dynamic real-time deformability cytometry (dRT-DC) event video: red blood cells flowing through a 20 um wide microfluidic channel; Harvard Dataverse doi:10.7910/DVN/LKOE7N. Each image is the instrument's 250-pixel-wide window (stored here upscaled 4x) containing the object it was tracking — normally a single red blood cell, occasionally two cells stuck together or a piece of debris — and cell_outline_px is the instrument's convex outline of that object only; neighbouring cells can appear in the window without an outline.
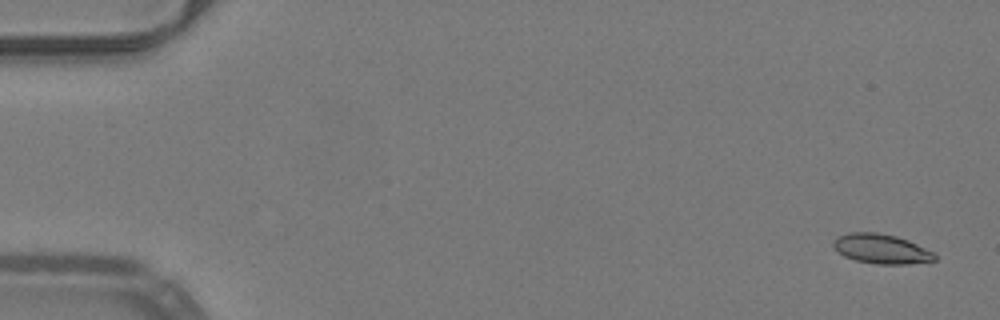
{"species": "common noctule bat (a hibernating species)", "species_latin": "Nyctalus noctula", "temperature_condition": "warm", "stored_images_in_passage": 53, "camera_frame_rate_fps": 3000, "um_per_image_px": 0.085, "animal": {"sex": "male", "body_mass_g": 19.2, "forearm_length_mm": 51.8}, "frame": {"image": 1, "passage_image": 3, "time_ms": 0.667, "image_size_px": [1000, 320], "cell_outline_px": [[936, 260], [908, 264], [876, 264], [856, 260], [844, 256], [832, 244], [832, 240], [848, 232], [876, 232], [896, 236], [908, 240], [932, 252], [936, 256]], "centroid_in_image_um": [74.9, 21.15], "position_along_channel_um": 10.1, "area_um2": 17.28}}
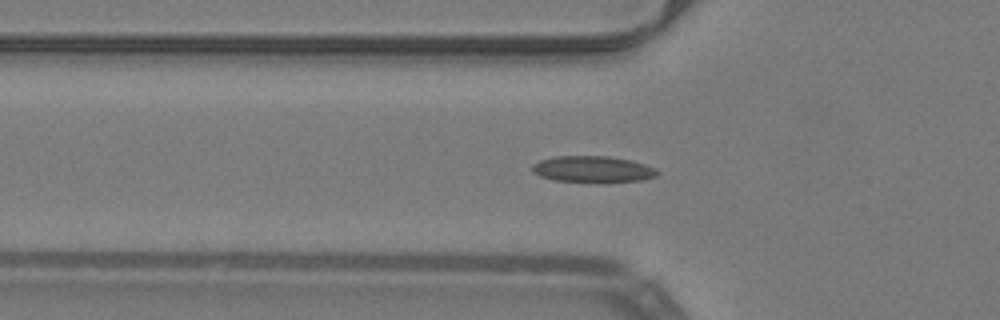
{"frame": {"image": 2, "passage_image": 19, "time_ms": 6.0, "image_size_px": [1000, 320], "cell_outline_px": [[660, 172], [656, 176], [644, 180], [600, 184], [556, 180], [540, 176], [532, 172], [532, 164], [540, 160], [556, 156], [608, 156], [632, 160], [656, 168]], "centroid_in_image_um": [50.43, 14.41], "position_along_channel_um": 75.4, "area_um2": 19.83}}
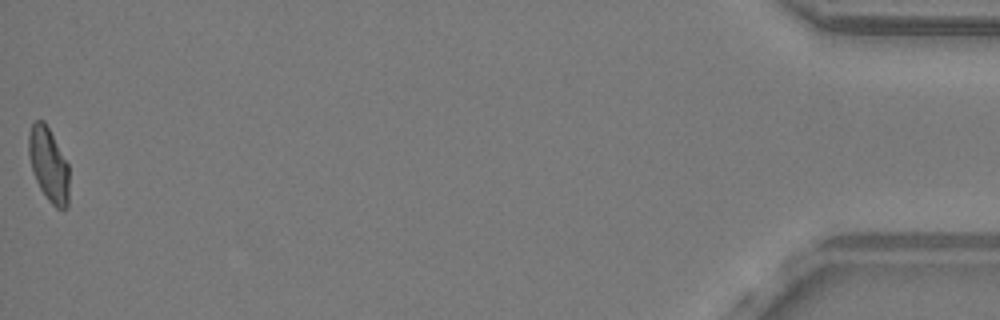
{"frame": {"image": 3, "passage_image": 53, "time_ms": 17.333, "image_size_px": [1000, 320], "cell_outline_px": [[68, 208], [56, 208], [48, 200], [40, 188], [32, 172], [28, 152], [28, 136], [32, 124], [36, 120], [44, 120], [68, 164]], "centroid_in_image_um": [4.12, 13.99], "position_along_channel_um": 431.1, "area_um2": 17.28}, "authors_computed_cell_mechanics": {"area_um2": 17.7446, "velocity_mm_per_s": 4.0015, "shape_relaxation_time_tau1_ms": null, "shape_relaxation_time_tau2_ms": 2.9968, "deformation_change_tau1": null, "deformation_change_tau2": 0.0992}}